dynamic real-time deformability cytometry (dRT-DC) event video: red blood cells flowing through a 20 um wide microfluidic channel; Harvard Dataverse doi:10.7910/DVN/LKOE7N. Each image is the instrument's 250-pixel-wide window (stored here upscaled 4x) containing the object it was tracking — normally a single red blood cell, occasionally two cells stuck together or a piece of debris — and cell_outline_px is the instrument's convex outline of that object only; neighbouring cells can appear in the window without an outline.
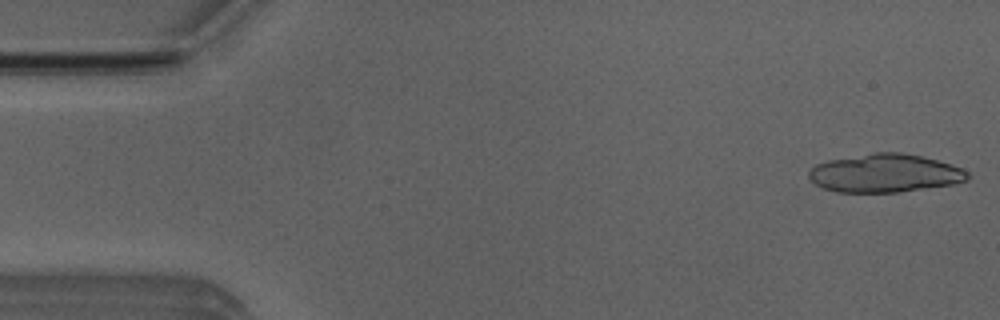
{"species": "Egyptian fruit bat (a non-hibernating species)", "species_latin": "Rousettus aegyptiacus", "temperature_condition": "room temperature", "stored_images_in_passage": 15, "camera_frame_rate_fps": 3000, "um_per_image_px": 0.085, "animal": {"sex": "male"}, "frame": {"image": 1, "passage_image": 1, "time_ms": 0.0, "image_size_px": [1000, 320], "cell_outline_px": [[972, 176], [968, 180], [952, 184], [896, 192], [836, 192], [824, 188], [816, 184], [808, 176], [808, 172], [816, 164], [828, 160], [872, 152], [900, 152], [920, 156], [952, 164], [968, 172]], "centroid_in_image_um": [75.21, 14.71], "position_along_channel_um": 9.8, "area_um2": 35.32}}